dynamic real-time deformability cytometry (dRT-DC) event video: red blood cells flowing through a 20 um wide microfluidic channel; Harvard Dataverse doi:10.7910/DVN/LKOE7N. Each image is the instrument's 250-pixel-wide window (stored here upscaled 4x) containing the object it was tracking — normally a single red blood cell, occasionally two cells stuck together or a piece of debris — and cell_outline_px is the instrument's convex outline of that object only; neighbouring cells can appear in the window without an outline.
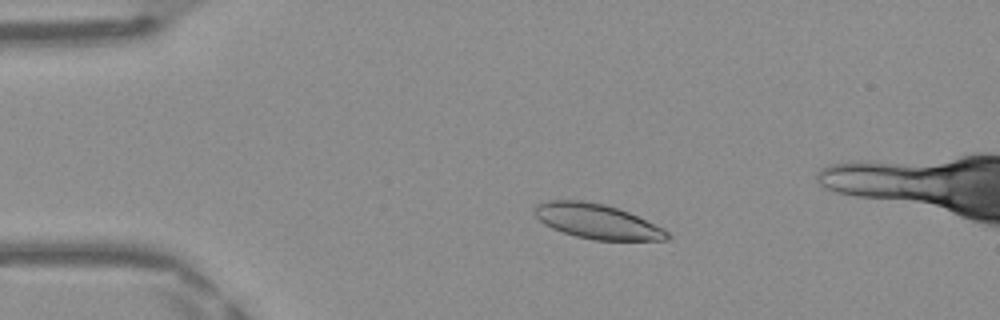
{"species": "Egyptian fruit bat (a non-hibernating species)", "species_latin": "Rousettus aegyptiacus", "temperature_condition": "warm", "stored_images_in_passage": 46, "camera_frame_rate_fps": 3000, "um_per_image_px": 0.085, "frame": {"image": 1, "passage_image": 6, "time_ms": 1.667, "image_size_px": [1000, 320], "cell_outline_px": [[672, 236], [668, 240], [592, 240], [576, 236], [552, 228], [544, 224], [532, 212], [536, 204], [548, 200], [580, 200], [604, 204], [628, 212], [664, 228]], "centroid_in_image_um": [50.75, 18.82], "position_along_channel_um": 34.3, "area_um2": 26.88}}
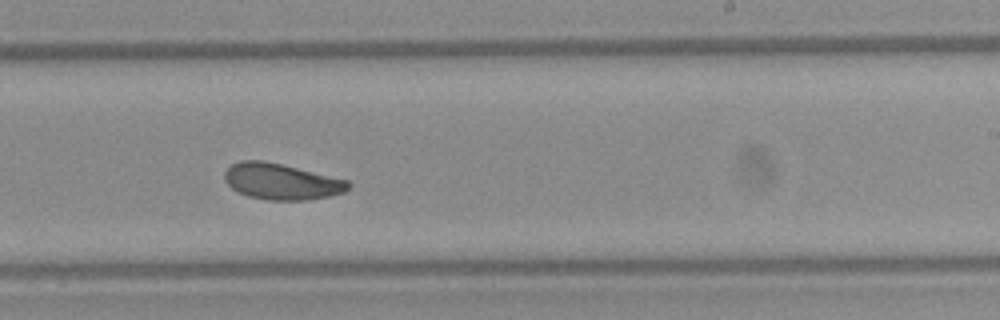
{"frame": {"image": 2, "passage_image": 26, "time_ms": 8.333, "image_size_px": [1000, 320], "cell_outline_px": [[352, 184], [344, 192], [328, 196], [304, 200], [268, 200], [248, 196], [232, 188], [224, 180], [224, 172], [232, 164], [240, 160], [260, 160], [280, 164], [348, 180]], "centroid_in_image_um": [23.9, 15.43], "position_along_channel_um": 265.1, "area_um2": 25.72}}
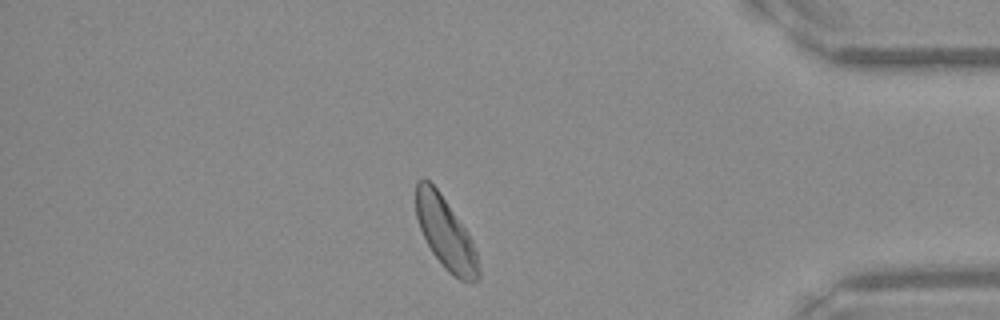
{"frame": {"image": 3, "passage_image": 38, "time_ms": 12.333, "image_size_px": [1000, 320], "cell_outline_px": [[480, 276], [472, 284], [460, 280], [448, 272], [444, 268], [432, 252], [420, 228], [416, 216], [416, 180], [424, 176], [436, 188], [468, 232], [472, 240], [476, 252], [480, 272]], "centroid_in_image_um": [37.88, 19.84], "position_along_channel_um": 397.3, "area_um2": 26.01}, "authors_computed_cell_mechanics": {"area_um2": 26.6169, "velocity_mm_per_s": 4.1334, "shape_relaxation_time_tau1_ms": 3.339, "shape_relaxation_time_tau2_ms": 2.7656, "deformation_change_tau1": 0.1069, "deformation_change_tau2": 0.0765}}